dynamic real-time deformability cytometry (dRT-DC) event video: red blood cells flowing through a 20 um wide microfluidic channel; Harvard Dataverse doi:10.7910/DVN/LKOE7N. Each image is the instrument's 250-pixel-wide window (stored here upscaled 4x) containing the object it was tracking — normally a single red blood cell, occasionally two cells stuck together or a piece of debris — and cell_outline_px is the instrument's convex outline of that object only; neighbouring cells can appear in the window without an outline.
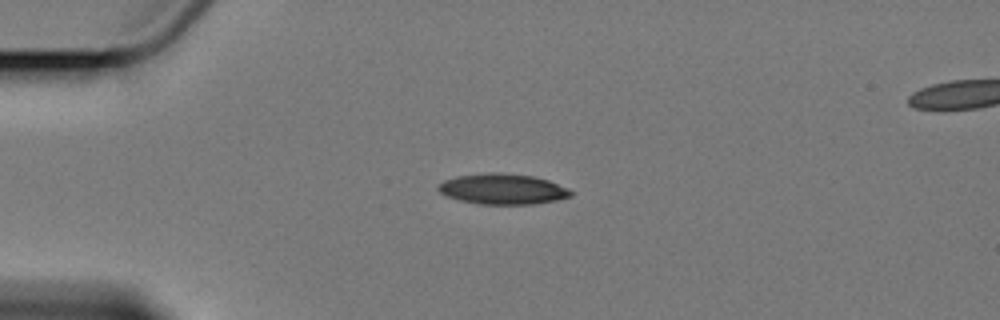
{"species": "Egyptian fruit bat (a non-hibernating species)", "species_latin": "Rousettus aegyptiacus", "temperature_condition": "cold", "stored_images_in_passage": 3, "camera_frame_rate_fps": 3000, "um_per_image_px": 0.085, "animal": {"sex": "female"}, "frame": {"image": 1, "passage_image": 1, "time_ms": 0.0, "image_size_px": [1000, 320], "cell_outline_px": [[572, 196], [556, 200], [532, 204], [480, 204], [460, 200], [444, 196], [436, 188], [444, 180], [456, 176], [488, 172], [496, 172], [532, 176], [548, 180], [568, 188], [572, 192]], "centroid_in_image_um": [42.7, 16.06], "position_along_channel_um": 42.3, "area_um2": 23.58}}
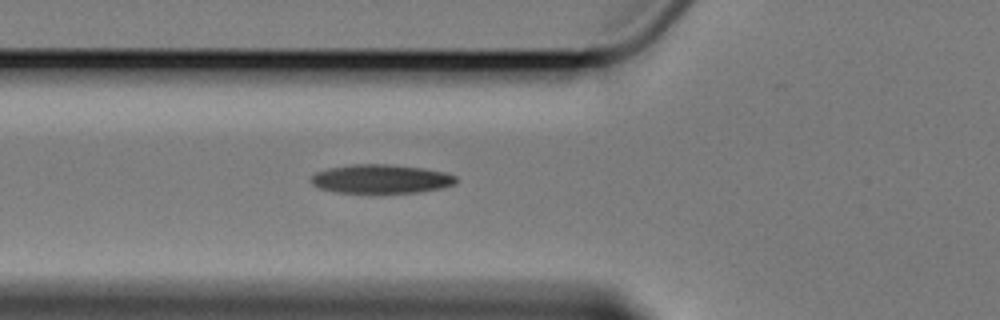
{"frame": {"image": 2, "passage_image": 3, "time_ms": 2.333, "image_size_px": [1000, 320], "cell_outline_px": [[456, 184], [440, 188], [420, 192], [336, 192], [320, 188], [312, 184], [308, 180], [316, 172], [328, 168], [352, 164], [388, 164], [424, 168], [444, 172], [456, 176]], "centroid_in_image_um": [32.37, 15.2], "position_along_channel_um": 93.4, "area_um2": 24.28}}